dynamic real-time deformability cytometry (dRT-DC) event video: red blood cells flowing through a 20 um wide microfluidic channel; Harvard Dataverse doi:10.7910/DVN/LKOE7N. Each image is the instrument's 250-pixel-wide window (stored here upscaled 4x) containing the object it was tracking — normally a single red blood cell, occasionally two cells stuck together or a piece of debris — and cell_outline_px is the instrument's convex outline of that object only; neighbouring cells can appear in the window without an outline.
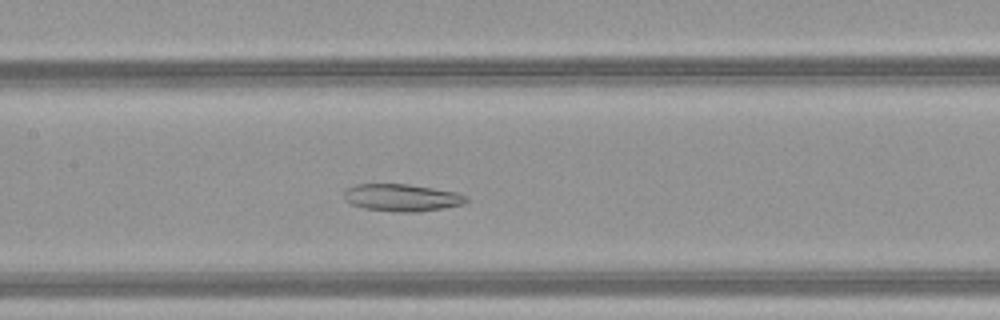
{"species": "common noctule bat (a hibernating species)", "species_latin": "Nyctalus noctula", "temperature_condition": "warm", "stored_images_in_passage": 46, "camera_frame_rate_fps": 3000, "um_per_image_px": 0.085, "animal": {"sex": "female", "body_mass_g": 21.9}, "frame": {"image": 1, "passage_image": 21, "time_ms": 6.667, "image_size_px": [1000, 320], "cell_outline_px": [[468, 200], [464, 204], [444, 208], [416, 212], [400, 212], [364, 208], [348, 204], [344, 200], [344, 192], [348, 188], [356, 184], [408, 184], [456, 192], [468, 196]], "centroid_in_image_um": [34.15, 16.8], "position_along_channel_um": 173.3, "area_um2": 19.48}}
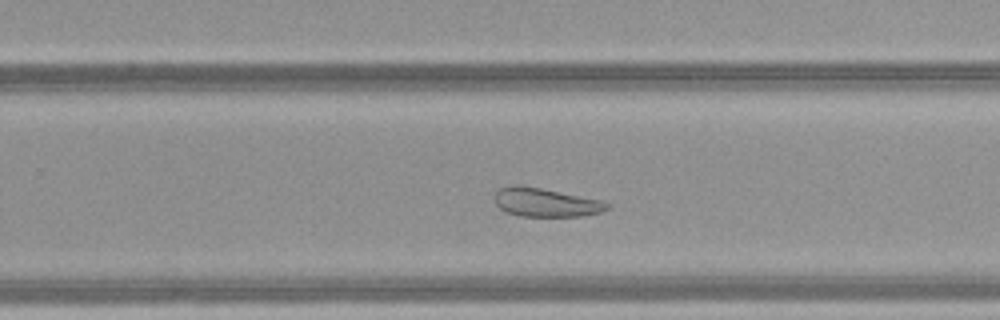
{"frame": {"image": 2, "passage_image": 29, "time_ms": 9.333, "image_size_px": [1000, 320], "cell_outline_px": [[608, 208], [600, 212], [580, 216], [520, 216], [508, 212], [500, 208], [496, 204], [496, 192], [500, 188], [512, 184], [516, 184], [540, 188], [604, 200], [608, 204]], "centroid_in_image_um": [46.39, 17.19], "position_along_channel_um": 283.4, "area_um2": 18.61}}
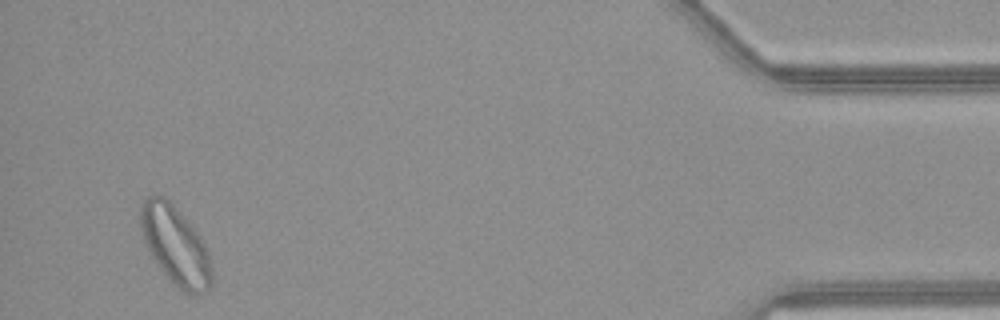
{"frame": {"image": 3, "passage_image": 44, "time_ms": 14.333, "image_size_px": [1000, 320], "cell_outline_px": [[212, 288], [208, 292], [192, 296], [184, 292], [160, 268], [152, 256], [144, 240], [140, 224], [140, 208], [144, 200], [148, 196], [164, 196], [176, 208], [200, 236], [212, 260]], "centroid_in_image_um": [14.95, 20.91], "position_along_channel_um": 420.2, "area_um2": 32.31}, "authors_computed_cell_mechanics": {"area_um2": 27.3394, "velocity_mm_per_s": 4.1468, "shape_relaxation_time_tau1_ms": null, "shape_relaxation_time_tau2_ms": 3.23, "deformation_change_tau1": null, "deformation_change_tau2": 0.1004}}